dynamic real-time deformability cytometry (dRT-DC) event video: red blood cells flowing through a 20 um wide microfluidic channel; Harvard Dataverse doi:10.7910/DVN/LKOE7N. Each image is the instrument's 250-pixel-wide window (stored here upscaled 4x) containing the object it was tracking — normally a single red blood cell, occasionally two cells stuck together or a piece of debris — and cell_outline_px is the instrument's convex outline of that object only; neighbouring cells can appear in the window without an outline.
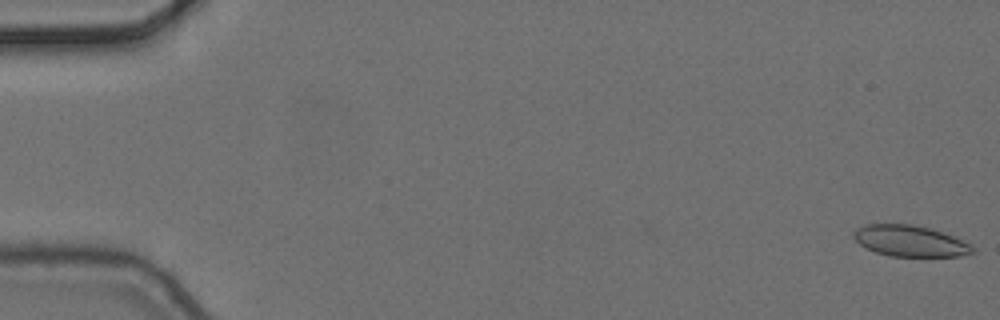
{"species": "common noctule bat (a hibernating species)", "species_latin": "Nyctalus noctula", "temperature_condition": "cold", "stored_images_in_passage": 8, "camera_frame_rate_fps": 3000, "um_per_image_px": 0.085, "animal": {"sex": "female", "body_mass_g": 24.6, "forearm_length_mm": 56.2}, "frame": {"image": 1, "passage_image": 1, "time_ms": 0.0, "image_size_px": [1000, 320], "cell_outline_px": [[976, 252], [960, 256], [892, 256], [876, 252], [860, 244], [852, 236], [852, 232], [856, 228], [864, 224], [912, 224], [944, 232], [976, 248]], "centroid_in_image_um": [77.34, 20.47], "position_along_channel_um": 7.7, "area_um2": 21.44}}
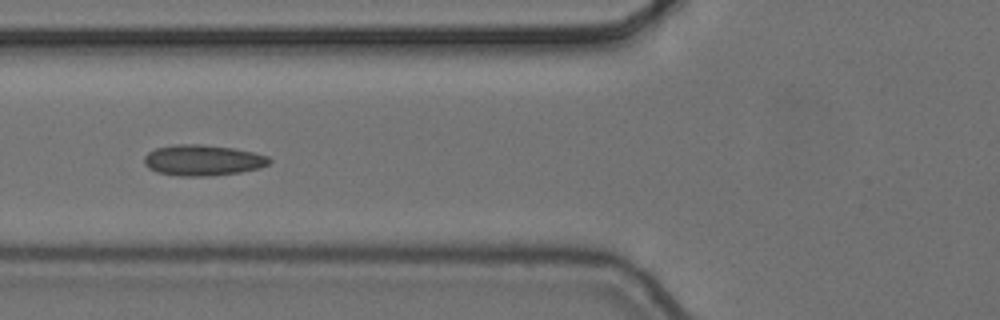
{"frame": {"image": 2, "passage_image": 7, "time_ms": 2.0, "image_size_px": [1000, 320], "cell_outline_px": [[272, 160], [268, 164], [260, 168], [240, 172], [212, 176], [180, 176], [156, 172], [148, 168], [144, 164], [144, 156], [148, 152], [156, 148], [172, 144], [204, 144], [232, 148], [252, 152], [268, 156]], "centroid_in_image_um": [17.21, 13.62], "position_along_channel_um": 108.6, "area_um2": 22.66}}
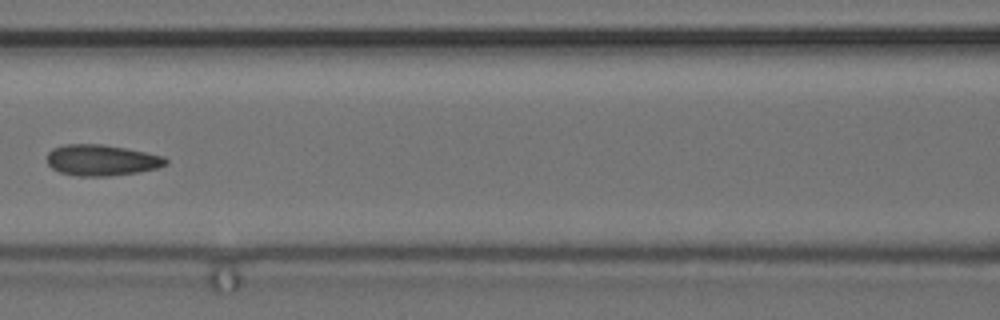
{"frame": {"image": 3, "passage_image": 8, "time_ms": 2.333, "image_size_px": [1000, 320], "cell_outline_px": [[168, 164], [156, 168], [140, 172], [108, 176], [76, 176], [60, 172], [52, 168], [48, 164], [48, 152], [52, 148], [64, 144], [100, 144], [124, 148], [164, 156], [168, 160]], "centroid_in_image_um": [8.63, 13.62], "position_along_channel_um": 158.0, "area_um2": 21.44}}